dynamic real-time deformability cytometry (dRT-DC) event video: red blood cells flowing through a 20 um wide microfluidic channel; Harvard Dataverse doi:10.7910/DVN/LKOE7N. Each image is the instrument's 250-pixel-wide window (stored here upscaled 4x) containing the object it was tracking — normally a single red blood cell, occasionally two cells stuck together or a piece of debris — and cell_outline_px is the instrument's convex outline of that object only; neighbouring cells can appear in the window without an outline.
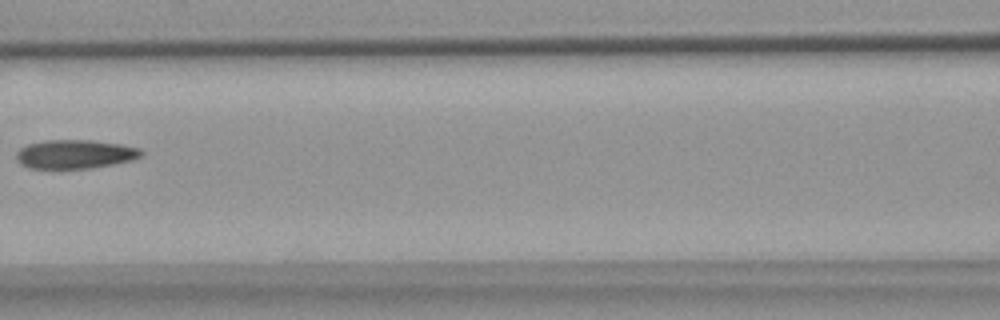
{"species": "common noctule bat (a hibernating species)", "species_latin": "Nyctalus noctula", "temperature_condition": "warm", "stored_images_in_passage": 6, "camera_frame_rate_fps": 3000, "um_per_image_px": 0.085, "animal": {"sex": "female", "body_mass_g": 18.4}, "frame": {"image": 1, "passage_image": 5, "time_ms": 5.667, "image_size_px": [1000, 320], "cell_outline_px": [[144, 152], [140, 156], [132, 160], [92, 168], [60, 172], [28, 168], [20, 164], [16, 160], [16, 152], [20, 148], [28, 144], [48, 140], [92, 140], [120, 144], [140, 148]], "centroid_in_image_um": [6.31, 13.16], "position_along_channel_um": 160.3, "area_um2": 21.91}}
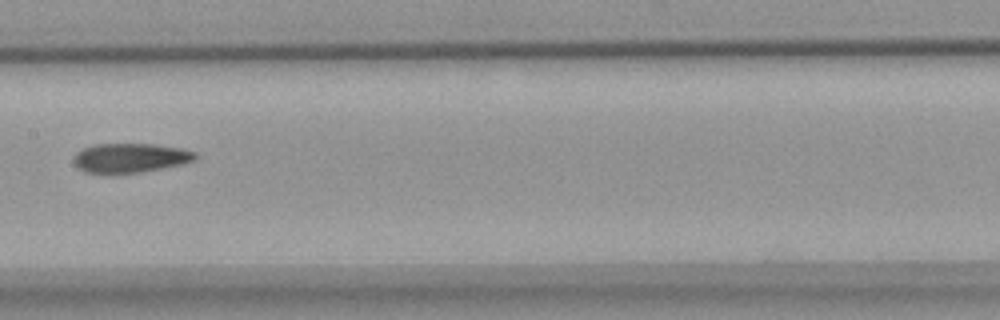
{"frame": {"image": 2, "passage_image": 6, "time_ms": 6.667, "image_size_px": [1000, 320], "cell_outline_px": [[200, 156], [196, 160], [180, 164], [140, 172], [112, 176], [108, 176], [84, 172], [72, 160], [76, 152], [84, 148], [96, 144], [152, 144], [180, 148], [196, 152]], "centroid_in_image_um": [11.04, 13.45], "position_along_channel_um": 196.4, "area_um2": 21.27}}